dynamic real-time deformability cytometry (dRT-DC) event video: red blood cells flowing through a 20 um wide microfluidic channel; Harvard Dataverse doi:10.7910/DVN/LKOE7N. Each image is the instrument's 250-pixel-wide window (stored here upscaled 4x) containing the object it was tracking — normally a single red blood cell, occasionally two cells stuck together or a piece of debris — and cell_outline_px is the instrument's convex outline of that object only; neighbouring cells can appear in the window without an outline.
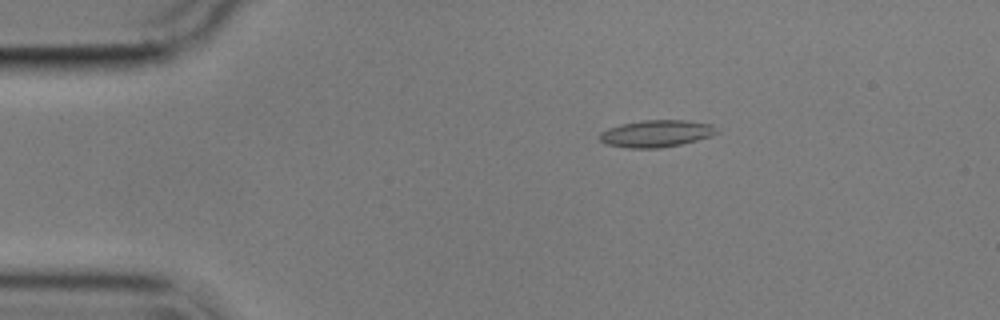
{"species": "common noctule bat (a hibernating species)", "species_latin": "Nyctalus noctula", "temperature_condition": "cold", "stored_images_in_passage": 49, "camera_frame_rate_fps": 3000, "um_per_image_px": 0.085, "animal": {"sex": "male", "body_mass_g": 17.9}, "frame": {"image": 1, "passage_image": 3, "time_ms": 0.667, "image_size_px": [1000, 320], "cell_outline_px": [[720, 132], [712, 136], [680, 144], [660, 148], [628, 148], [604, 144], [600, 140], [600, 132], [608, 128], [620, 124], [640, 120], [688, 120], [712, 124]], "centroid_in_image_um": [55.78, 11.34], "position_along_channel_um": 29.2, "area_um2": 18.61}}
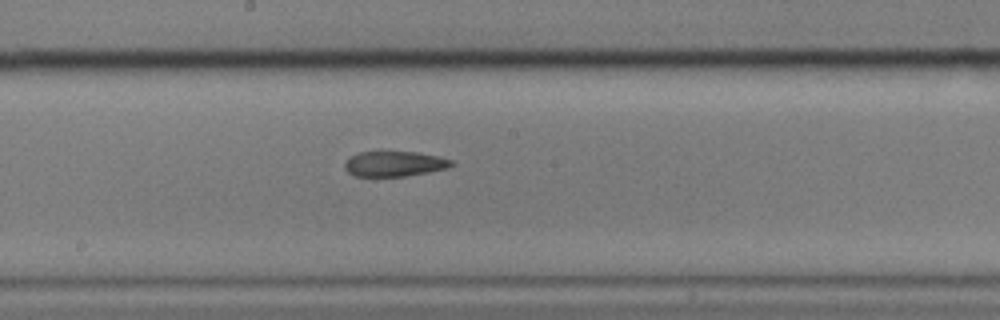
{"frame": {"image": 2, "passage_image": 23, "time_ms": 7.333, "image_size_px": [1000, 320], "cell_outline_px": [[456, 164], [448, 168], [428, 172], [404, 176], [356, 176], [348, 172], [344, 168], [344, 164], [352, 156], [360, 152], [380, 148], [420, 152], [456, 160]], "centroid_in_image_um": [33.57, 13.86], "position_along_channel_um": 214.6, "area_um2": 16.59}}
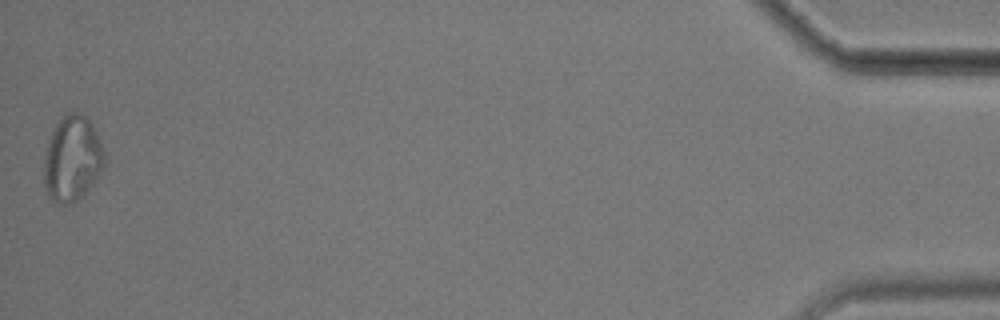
{"frame": {"image": 3, "passage_image": 49, "time_ms": 16.0, "image_size_px": [1000, 320], "cell_outline_px": [[104, 168], [92, 184], [72, 204], [56, 204], [48, 196], [44, 184], [44, 160], [48, 140], [56, 124], [68, 112], [80, 112], [96, 128], [104, 156]], "centroid_in_image_um": [6.13, 13.49], "position_along_channel_um": 429.1, "area_um2": 29.94}, "authors_computed_cell_mechanics": {"area_um2": 17.5134, "velocity_mm_per_s": 3.5425, "shape_relaxation_time_tau1_ms": null, "shape_relaxation_time_tau2_ms": 4.3248, "deformation_change_tau1": null, "deformation_change_tau2": 0.1143}}